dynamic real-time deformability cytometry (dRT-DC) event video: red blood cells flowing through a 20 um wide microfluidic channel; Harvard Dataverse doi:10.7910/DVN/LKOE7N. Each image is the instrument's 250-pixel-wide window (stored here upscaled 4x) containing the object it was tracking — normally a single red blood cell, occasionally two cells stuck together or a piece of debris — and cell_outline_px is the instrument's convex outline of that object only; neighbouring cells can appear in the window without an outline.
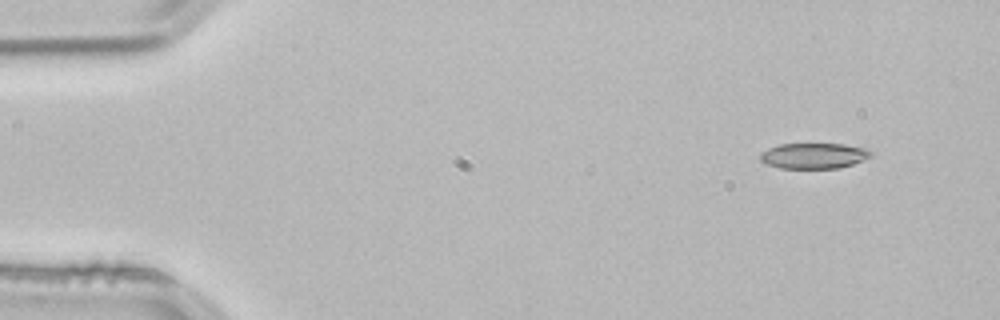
{"species": "common noctule bat (a hibernating species)", "species_latin": "Nyctalus noctula", "temperature_condition": "room temperature", "stored_images_in_passage": 49, "camera_frame_rate_fps": 3000, "um_per_image_px": 0.085, "animal": {"sex": "male", "body_mass_g": 21.5, "forearm_length_mm": 52.0}, "frame": {"image": 1, "passage_image": 1, "time_ms": 0.0, "image_size_px": [1000, 320], "cell_outline_px": [[872, 156], [852, 164], [840, 168], [780, 168], [764, 164], [760, 160], [760, 152], [768, 148], [780, 144], [844, 144], [868, 148], [872, 152]], "centroid_in_image_um": [69.16, 13.24], "position_along_channel_um": 15.8, "area_um2": 16.65}}
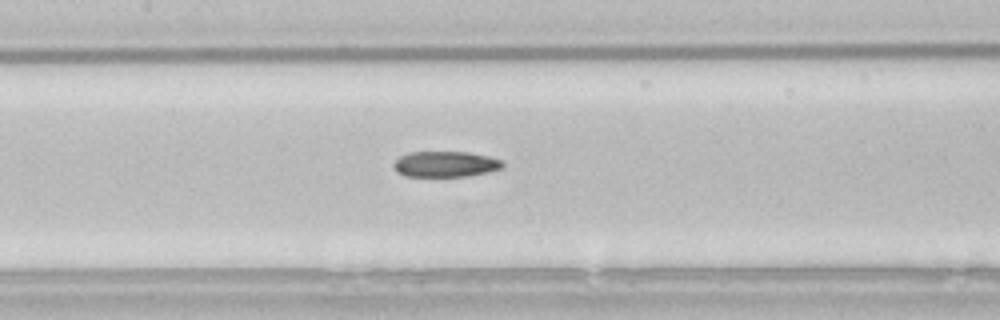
{"frame": {"image": 2, "passage_image": 21, "time_ms": 6.667, "image_size_px": [1000, 320], "cell_outline_px": [[504, 168], [488, 172], [468, 176], [404, 176], [396, 172], [392, 168], [392, 164], [400, 156], [412, 152], [468, 152], [488, 156], [500, 160], [504, 164]], "centroid_in_image_um": [37.84, 13.96], "position_along_channel_um": 169.6, "area_um2": 16.42}}
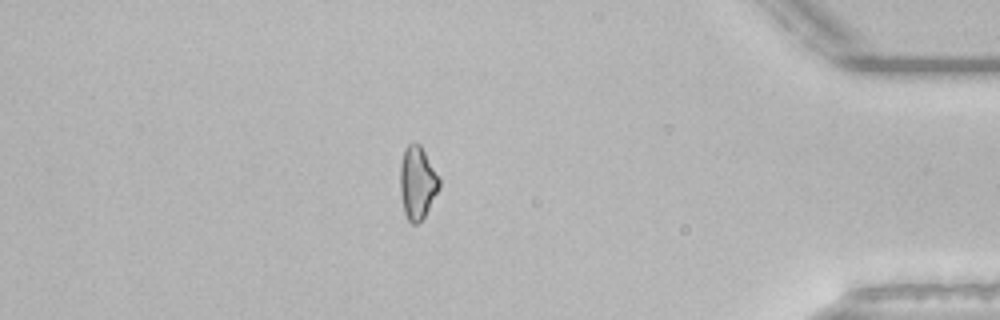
{"frame": {"image": 3, "passage_image": 42, "time_ms": 13.667, "image_size_px": [1000, 320], "cell_outline_px": [[440, 188], [424, 216], [416, 224], [412, 224], [408, 220], [404, 212], [400, 192], [400, 164], [404, 148], [408, 144], [420, 144], [440, 176]], "centroid_in_image_um": [35.48, 15.51], "position_along_channel_um": 399.7, "area_um2": 16.7}, "authors_computed_cell_mechanics": {"area_um2": 16.762, "velocity_mm_per_s": 3.8565, "shape_relaxation_time_tau1_ms": 7.7797, "shape_relaxation_time_tau2_ms": null, "deformation_change_tau1": 0.1566, "deformation_change_tau2": null}}